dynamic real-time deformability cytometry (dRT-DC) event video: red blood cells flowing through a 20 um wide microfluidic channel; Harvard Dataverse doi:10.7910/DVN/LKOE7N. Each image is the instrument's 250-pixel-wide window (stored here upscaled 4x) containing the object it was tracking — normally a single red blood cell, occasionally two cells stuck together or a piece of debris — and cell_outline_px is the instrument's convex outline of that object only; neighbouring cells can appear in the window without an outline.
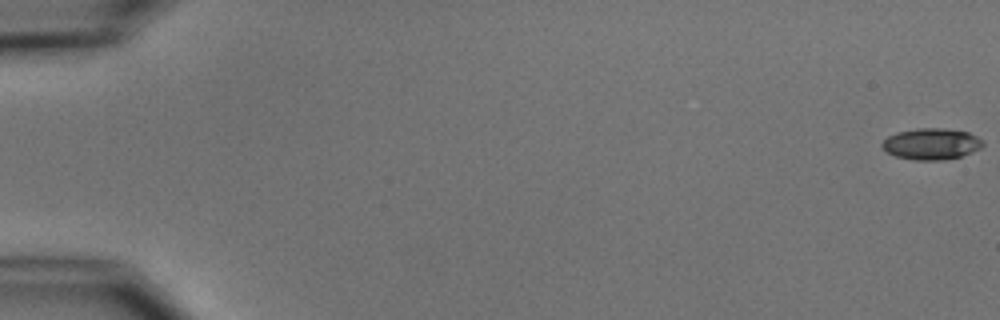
{"species": "common noctule bat (a hibernating species)", "species_latin": "Nyctalus noctula", "temperature_condition": "cold", "stored_images_in_passage": 7, "camera_frame_rate_fps": 3000, "um_per_image_px": 0.085, "animal": {"sex": "male", "body_mass_g": 15.6}, "frame": {"image": 1, "passage_image": 1, "time_ms": 0.0, "image_size_px": [1000, 320], "cell_outline_px": [[984, 144], [980, 148], [972, 152], [960, 156], [944, 160], [916, 160], [896, 156], [888, 152], [880, 144], [888, 136], [896, 132], [916, 128], [944, 128], [968, 132], [984, 140]], "centroid_in_image_um": [79.18, 12.22], "position_along_channel_um": 5.8, "area_um2": 18.38}}
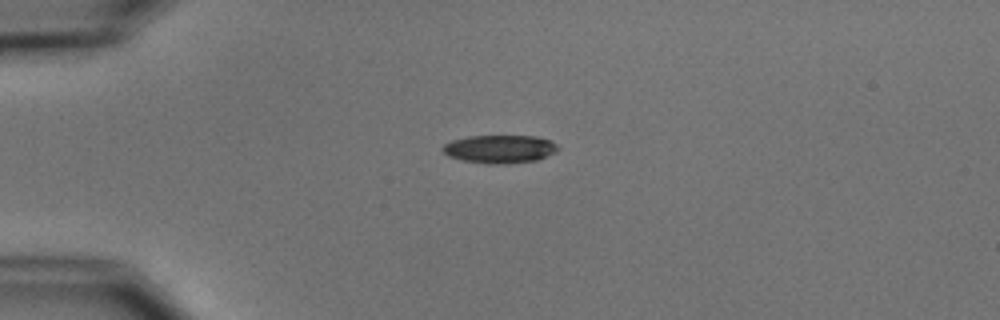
{"frame": {"image": 2, "passage_image": 5, "time_ms": 4.667, "image_size_px": [1000, 320], "cell_outline_px": [[560, 148], [556, 152], [536, 160], [508, 164], [488, 164], [460, 160], [448, 156], [440, 148], [444, 144], [452, 140], [468, 136], [536, 136], [552, 140]], "centroid_in_image_um": [42.47, 12.67], "position_along_channel_um": 42.5, "area_um2": 19.13}}